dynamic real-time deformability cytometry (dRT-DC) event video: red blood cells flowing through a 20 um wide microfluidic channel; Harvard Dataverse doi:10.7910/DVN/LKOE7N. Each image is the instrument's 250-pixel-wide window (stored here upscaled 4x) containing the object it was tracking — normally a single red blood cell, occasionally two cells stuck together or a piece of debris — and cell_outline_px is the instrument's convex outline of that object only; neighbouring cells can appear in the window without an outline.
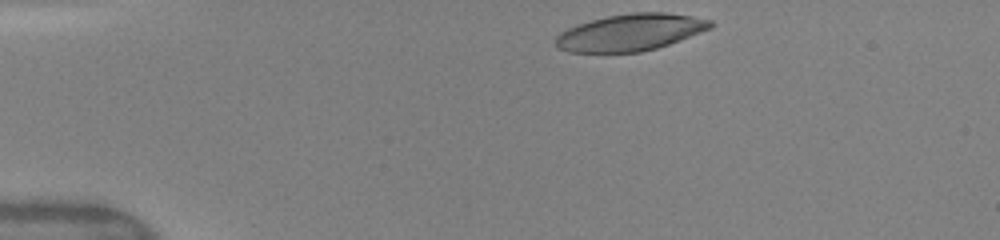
{"species": "human", "species_latin": "Homo sapiens", "temperature_condition": "warm", "stored_images_in_passage": 52, "camera_frame_rate_fps": 3000, "um_per_image_px": 0.085, "donor": {"sex": "female"}, "frame": {"image": 1, "passage_image": 1, "time_ms": 0.0, "image_size_px": [1000, 240], "cell_outline_px": [[712, 28], [680, 40], [656, 48], [640, 52], [568, 52], [556, 48], [556, 36], [560, 32], [568, 28], [592, 20], [608, 16], [632, 12], [664, 12], [692, 16], [712, 20]], "centroid_in_image_um": [53.58, 2.75], "position_along_channel_um": 31.4, "area_um2": 33.06}}
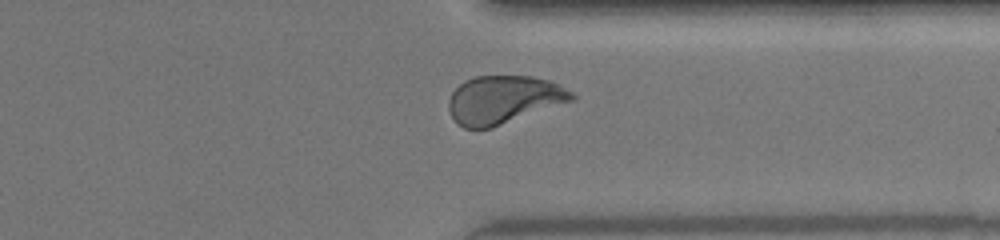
{"frame": {"image": 2, "passage_image": 39, "time_ms": 9.667, "image_size_px": [1000, 240], "cell_outline_px": [[576, 100], [492, 128], [464, 128], [456, 124], [448, 108], [448, 100], [452, 92], [464, 80], [476, 76], [532, 76], [552, 80], [572, 92], [576, 96]], "centroid_in_image_um": [42.83, 8.47], "position_along_channel_um": 368.6, "area_um2": 34.91}}
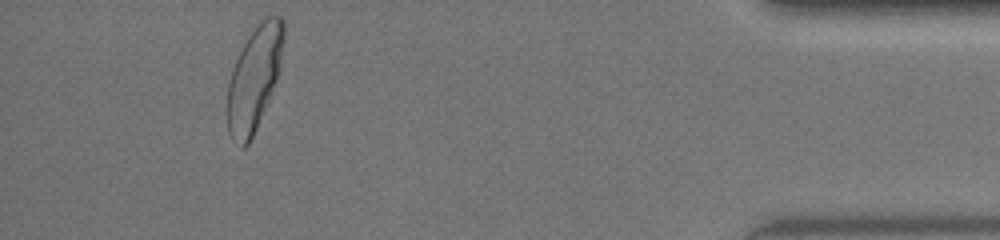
{"frame": {"image": 3, "passage_image": 48, "time_ms": 12.0, "image_size_px": [1000, 240], "cell_outline_px": [[284, 40], [280, 68], [268, 100], [256, 128], [248, 144], [244, 148], [240, 148], [232, 140], [228, 132], [224, 108], [228, 84], [232, 68], [248, 36], [260, 20], [268, 16], [280, 16], [284, 20]], "centroid_in_image_um": [21.56, 6.7], "position_along_channel_um": 413.6, "area_um2": 34.45}, "authors_computed_cell_mechanics": {"area_um2": 34.4777, "velocity_mm_per_s": 4.1548, "shape_relaxation_time_tau1_ms": 4.3424, "shape_relaxation_time_tau2_ms": 0.9281, "deformation_change_tau1": 0.2113, "deformation_change_tau2": 0.0703}}